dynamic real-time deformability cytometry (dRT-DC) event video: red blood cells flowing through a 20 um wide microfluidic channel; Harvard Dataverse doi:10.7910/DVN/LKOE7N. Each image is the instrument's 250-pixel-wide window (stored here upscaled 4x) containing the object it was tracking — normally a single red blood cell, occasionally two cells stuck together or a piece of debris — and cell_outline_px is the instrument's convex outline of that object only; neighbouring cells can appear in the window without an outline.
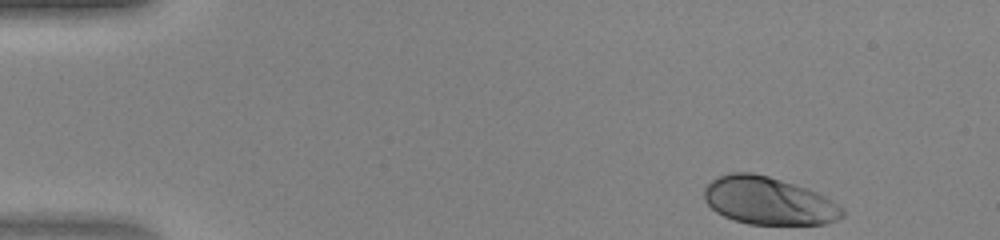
{"species": "human", "species_latin": "Homo sapiens", "temperature_condition": "warm", "stored_images_in_passage": 43, "camera_frame_rate_fps": 3000, "um_per_image_px": 0.085, "donor": {"sex": "female"}, "frame": {"image": 1, "passage_image": 1, "time_ms": 0.0, "image_size_px": [1000, 240], "cell_outline_px": [[844, 216], [836, 220], [824, 224], [748, 224], [732, 220], [716, 212], [704, 200], [704, 188], [712, 180], [720, 176], [732, 172], [752, 172], [768, 176], [808, 188], [832, 200], [844, 208]], "centroid_in_image_um": [65.33, 17.07], "position_along_channel_um": 19.7, "area_um2": 38.44}}
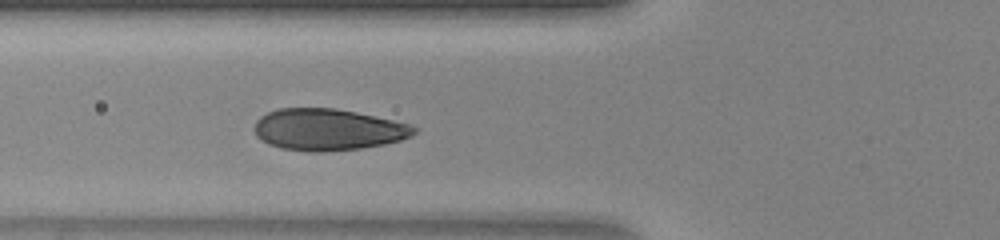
{"frame": {"image": 2, "passage_image": 14, "time_ms": 4.333, "image_size_px": [1000, 240], "cell_outline_px": [[420, 128], [412, 136], [400, 140], [384, 144], [360, 148], [324, 152], [308, 152], [280, 148], [268, 144], [260, 140], [256, 136], [252, 128], [256, 120], [260, 116], [268, 112], [280, 108], [336, 108], [356, 112], [392, 120], [408, 124]], "centroid_in_image_um": [27.83, 11.02], "position_along_channel_um": 98.0, "area_um2": 39.02}}
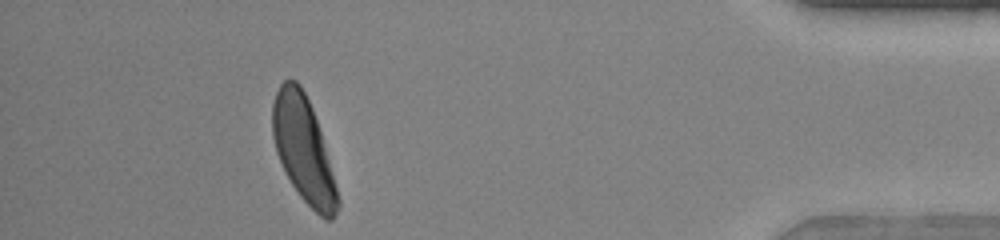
{"frame": {"image": 3, "passage_image": 39, "time_ms": 12.667, "image_size_px": [1000, 240], "cell_outline_px": [[340, 208], [332, 220], [324, 220], [300, 196], [292, 184], [276, 152], [272, 136], [272, 104], [276, 92], [280, 84], [284, 80], [296, 80], [300, 84], [312, 108], [320, 132], [340, 200]], "centroid_in_image_um": [25.78, 12.72], "position_along_channel_um": 409.4, "area_um2": 39.42}}